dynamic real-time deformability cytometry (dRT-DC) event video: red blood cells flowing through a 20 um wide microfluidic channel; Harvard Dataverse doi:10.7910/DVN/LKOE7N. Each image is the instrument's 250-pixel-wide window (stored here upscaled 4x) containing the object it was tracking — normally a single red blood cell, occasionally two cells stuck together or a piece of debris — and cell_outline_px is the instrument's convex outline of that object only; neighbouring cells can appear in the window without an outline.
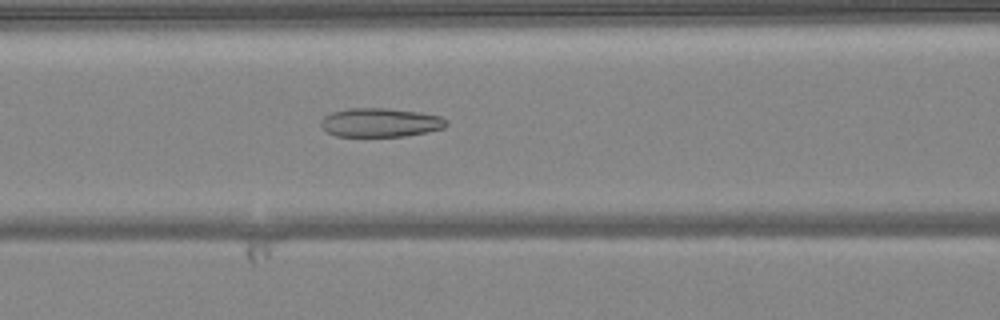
{"species": "common noctule bat (a hibernating species)", "species_latin": "Nyctalus noctula", "temperature_condition": "warm", "stored_images_in_passage": 43, "camera_frame_rate_fps": 3000, "um_per_image_px": 0.085, "animal": {"sex": "female", "body_mass_g": 24.6, "forearm_length_mm": 56.2}, "frame": {"image": 1, "passage_image": 15, "time_ms": 4.667, "image_size_px": [1000, 320], "cell_outline_px": [[448, 124], [444, 128], [428, 132], [404, 136], [336, 136], [328, 132], [320, 124], [320, 120], [324, 116], [332, 112], [348, 108], [388, 108], [420, 112], [440, 116], [448, 120]], "centroid_in_image_um": [32.35, 10.41], "position_along_channel_um": 134.2, "area_um2": 21.21}}
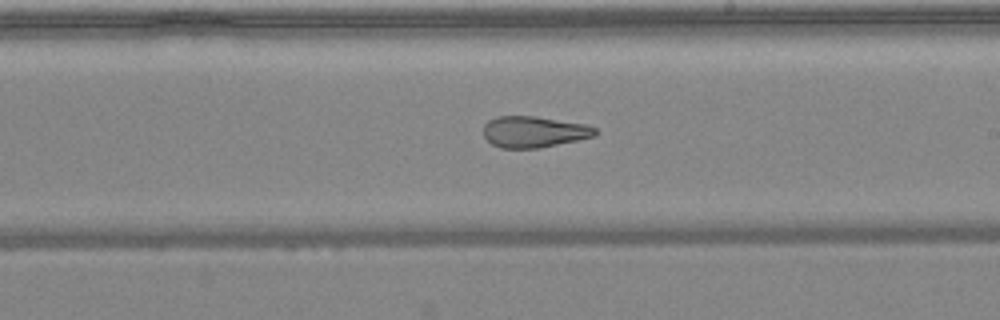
{"frame": {"image": 2, "passage_image": 23, "time_ms": 7.333, "image_size_px": [1000, 320], "cell_outline_px": [[596, 136], [536, 148], [500, 148], [492, 144], [484, 136], [484, 124], [488, 120], [496, 116], [536, 116], [588, 124], [596, 128]], "centroid_in_image_um": [45.38, 11.19], "position_along_channel_um": 243.6, "area_um2": 20.35}}
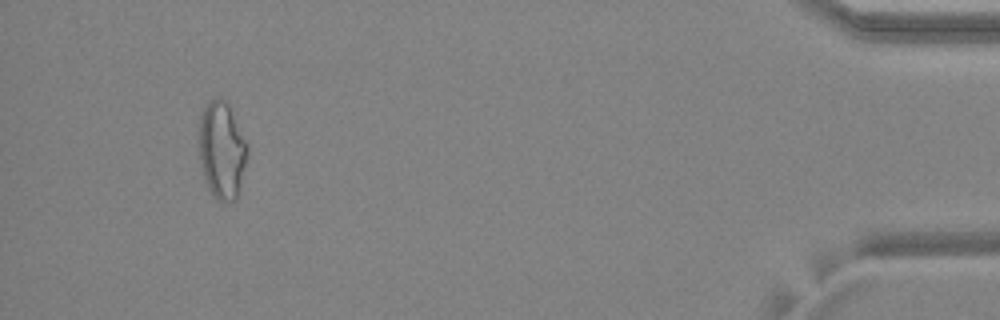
{"frame": {"image": 3, "passage_image": 41, "time_ms": 13.333, "image_size_px": [1000, 320], "cell_outline_px": [[248, 156], [236, 200], [216, 200], [212, 196], [208, 188], [200, 164], [200, 116], [204, 104], [216, 96], [224, 100], [228, 104], [248, 144]], "centroid_in_image_um": [18.86, 12.75], "position_along_channel_um": 416.3, "area_um2": 27.4}, "authors_computed_cell_mechanics": {"area_um2": 23.1778, "velocity_mm_per_s": 4.1161, "shape_relaxation_time_tau1_ms": null, "shape_relaxation_time_tau2_ms": 2.2838, "deformation_change_tau1": null, "deformation_change_tau2": 0.1115}}